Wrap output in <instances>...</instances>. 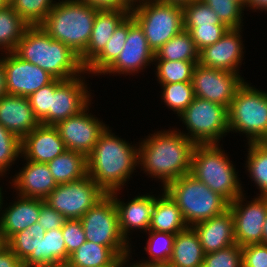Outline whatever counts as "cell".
<instances>
[{"instance_id": "cell-59", "label": "cell", "mask_w": 267, "mask_h": 267, "mask_svg": "<svg viewBox=\"0 0 267 267\" xmlns=\"http://www.w3.org/2000/svg\"><path fill=\"white\" fill-rule=\"evenodd\" d=\"M259 143L267 149V134L259 141Z\"/></svg>"}, {"instance_id": "cell-49", "label": "cell", "mask_w": 267, "mask_h": 267, "mask_svg": "<svg viewBox=\"0 0 267 267\" xmlns=\"http://www.w3.org/2000/svg\"><path fill=\"white\" fill-rule=\"evenodd\" d=\"M97 11L131 10L122 0H77Z\"/></svg>"}, {"instance_id": "cell-2", "label": "cell", "mask_w": 267, "mask_h": 267, "mask_svg": "<svg viewBox=\"0 0 267 267\" xmlns=\"http://www.w3.org/2000/svg\"><path fill=\"white\" fill-rule=\"evenodd\" d=\"M138 163V147L119 138L107 127L87 156V173L109 194L126 185L136 166H140Z\"/></svg>"}, {"instance_id": "cell-13", "label": "cell", "mask_w": 267, "mask_h": 267, "mask_svg": "<svg viewBox=\"0 0 267 267\" xmlns=\"http://www.w3.org/2000/svg\"><path fill=\"white\" fill-rule=\"evenodd\" d=\"M243 193L229 203L233 220L235 241L241 247L262 243V231L267 216V197L258 196L245 201Z\"/></svg>"}, {"instance_id": "cell-25", "label": "cell", "mask_w": 267, "mask_h": 267, "mask_svg": "<svg viewBox=\"0 0 267 267\" xmlns=\"http://www.w3.org/2000/svg\"><path fill=\"white\" fill-rule=\"evenodd\" d=\"M17 199L6 209H1L0 228L7 241L17 232L37 223L40 214L39 198L19 196Z\"/></svg>"}, {"instance_id": "cell-36", "label": "cell", "mask_w": 267, "mask_h": 267, "mask_svg": "<svg viewBox=\"0 0 267 267\" xmlns=\"http://www.w3.org/2000/svg\"><path fill=\"white\" fill-rule=\"evenodd\" d=\"M159 84L191 82L194 68L199 61L154 60Z\"/></svg>"}, {"instance_id": "cell-50", "label": "cell", "mask_w": 267, "mask_h": 267, "mask_svg": "<svg viewBox=\"0 0 267 267\" xmlns=\"http://www.w3.org/2000/svg\"><path fill=\"white\" fill-rule=\"evenodd\" d=\"M0 267H23V262L7 246L0 252Z\"/></svg>"}, {"instance_id": "cell-8", "label": "cell", "mask_w": 267, "mask_h": 267, "mask_svg": "<svg viewBox=\"0 0 267 267\" xmlns=\"http://www.w3.org/2000/svg\"><path fill=\"white\" fill-rule=\"evenodd\" d=\"M143 29L149 47L155 53L183 30V6L159 0H147L130 10Z\"/></svg>"}, {"instance_id": "cell-51", "label": "cell", "mask_w": 267, "mask_h": 267, "mask_svg": "<svg viewBox=\"0 0 267 267\" xmlns=\"http://www.w3.org/2000/svg\"><path fill=\"white\" fill-rule=\"evenodd\" d=\"M246 7L254 11H267V0H247L244 8Z\"/></svg>"}, {"instance_id": "cell-39", "label": "cell", "mask_w": 267, "mask_h": 267, "mask_svg": "<svg viewBox=\"0 0 267 267\" xmlns=\"http://www.w3.org/2000/svg\"><path fill=\"white\" fill-rule=\"evenodd\" d=\"M224 24L213 9L201 0H193L183 6V26H212Z\"/></svg>"}, {"instance_id": "cell-47", "label": "cell", "mask_w": 267, "mask_h": 267, "mask_svg": "<svg viewBox=\"0 0 267 267\" xmlns=\"http://www.w3.org/2000/svg\"><path fill=\"white\" fill-rule=\"evenodd\" d=\"M242 267H267V244L243 246Z\"/></svg>"}, {"instance_id": "cell-44", "label": "cell", "mask_w": 267, "mask_h": 267, "mask_svg": "<svg viewBox=\"0 0 267 267\" xmlns=\"http://www.w3.org/2000/svg\"><path fill=\"white\" fill-rule=\"evenodd\" d=\"M228 29L229 28L225 24H212V26H183V30L189 32L199 52L220 40Z\"/></svg>"}, {"instance_id": "cell-42", "label": "cell", "mask_w": 267, "mask_h": 267, "mask_svg": "<svg viewBox=\"0 0 267 267\" xmlns=\"http://www.w3.org/2000/svg\"><path fill=\"white\" fill-rule=\"evenodd\" d=\"M21 156V140L0 124V176ZM12 163V164H11Z\"/></svg>"}, {"instance_id": "cell-4", "label": "cell", "mask_w": 267, "mask_h": 267, "mask_svg": "<svg viewBox=\"0 0 267 267\" xmlns=\"http://www.w3.org/2000/svg\"><path fill=\"white\" fill-rule=\"evenodd\" d=\"M96 13L83 2L59 0L40 26L80 56L90 41Z\"/></svg>"}, {"instance_id": "cell-60", "label": "cell", "mask_w": 267, "mask_h": 267, "mask_svg": "<svg viewBox=\"0 0 267 267\" xmlns=\"http://www.w3.org/2000/svg\"><path fill=\"white\" fill-rule=\"evenodd\" d=\"M9 5V0H0V10Z\"/></svg>"}, {"instance_id": "cell-22", "label": "cell", "mask_w": 267, "mask_h": 267, "mask_svg": "<svg viewBox=\"0 0 267 267\" xmlns=\"http://www.w3.org/2000/svg\"><path fill=\"white\" fill-rule=\"evenodd\" d=\"M25 166L13 178L12 187L18 196L45 199L56 187L47 163L26 160Z\"/></svg>"}, {"instance_id": "cell-35", "label": "cell", "mask_w": 267, "mask_h": 267, "mask_svg": "<svg viewBox=\"0 0 267 267\" xmlns=\"http://www.w3.org/2000/svg\"><path fill=\"white\" fill-rule=\"evenodd\" d=\"M41 267L67 263V250L62 229L46 231L40 243Z\"/></svg>"}, {"instance_id": "cell-1", "label": "cell", "mask_w": 267, "mask_h": 267, "mask_svg": "<svg viewBox=\"0 0 267 267\" xmlns=\"http://www.w3.org/2000/svg\"><path fill=\"white\" fill-rule=\"evenodd\" d=\"M151 135V136H150ZM138 143V161L146 175L160 179L163 189L190 174L195 143L177 129L158 131Z\"/></svg>"}, {"instance_id": "cell-58", "label": "cell", "mask_w": 267, "mask_h": 267, "mask_svg": "<svg viewBox=\"0 0 267 267\" xmlns=\"http://www.w3.org/2000/svg\"><path fill=\"white\" fill-rule=\"evenodd\" d=\"M7 246H8L7 240L5 239V236L2 233L1 228H0V252Z\"/></svg>"}, {"instance_id": "cell-46", "label": "cell", "mask_w": 267, "mask_h": 267, "mask_svg": "<svg viewBox=\"0 0 267 267\" xmlns=\"http://www.w3.org/2000/svg\"><path fill=\"white\" fill-rule=\"evenodd\" d=\"M61 229L66 245L68 261L69 255L86 241V237L80 219L65 220Z\"/></svg>"}, {"instance_id": "cell-45", "label": "cell", "mask_w": 267, "mask_h": 267, "mask_svg": "<svg viewBox=\"0 0 267 267\" xmlns=\"http://www.w3.org/2000/svg\"><path fill=\"white\" fill-rule=\"evenodd\" d=\"M55 91V79L31 94L28 99L35 117L41 122L51 111V95Z\"/></svg>"}, {"instance_id": "cell-5", "label": "cell", "mask_w": 267, "mask_h": 267, "mask_svg": "<svg viewBox=\"0 0 267 267\" xmlns=\"http://www.w3.org/2000/svg\"><path fill=\"white\" fill-rule=\"evenodd\" d=\"M220 144H196L192 153L190 174L219 193L229 203L244 190L234 165Z\"/></svg>"}, {"instance_id": "cell-63", "label": "cell", "mask_w": 267, "mask_h": 267, "mask_svg": "<svg viewBox=\"0 0 267 267\" xmlns=\"http://www.w3.org/2000/svg\"><path fill=\"white\" fill-rule=\"evenodd\" d=\"M240 3H242L244 6L246 5L247 0H238Z\"/></svg>"}, {"instance_id": "cell-19", "label": "cell", "mask_w": 267, "mask_h": 267, "mask_svg": "<svg viewBox=\"0 0 267 267\" xmlns=\"http://www.w3.org/2000/svg\"><path fill=\"white\" fill-rule=\"evenodd\" d=\"M66 150L53 125L39 124L21 140V157L24 156V160L48 163Z\"/></svg>"}, {"instance_id": "cell-37", "label": "cell", "mask_w": 267, "mask_h": 267, "mask_svg": "<svg viewBox=\"0 0 267 267\" xmlns=\"http://www.w3.org/2000/svg\"><path fill=\"white\" fill-rule=\"evenodd\" d=\"M53 0H9V5L30 26L40 25L56 4Z\"/></svg>"}, {"instance_id": "cell-18", "label": "cell", "mask_w": 267, "mask_h": 267, "mask_svg": "<svg viewBox=\"0 0 267 267\" xmlns=\"http://www.w3.org/2000/svg\"><path fill=\"white\" fill-rule=\"evenodd\" d=\"M242 28H229L220 40L199 52V63L206 67L239 74L244 45ZM241 32V33H240Z\"/></svg>"}, {"instance_id": "cell-56", "label": "cell", "mask_w": 267, "mask_h": 267, "mask_svg": "<svg viewBox=\"0 0 267 267\" xmlns=\"http://www.w3.org/2000/svg\"><path fill=\"white\" fill-rule=\"evenodd\" d=\"M129 256L128 257H125V258H122L121 260H120V263H119V267H125V265H127L126 267H141L137 262L134 264V263H132V265H129L128 266V263L127 262H129Z\"/></svg>"}, {"instance_id": "cell-52", "label": "cell", "mask_w": 267, "mask_h": 267, "mask_svg": "<svg viewBox=\"0 0 267 267\" xmlns=\"http://www.w3.org/2000/svg\"><path fill=\"white\" fill-rule=\"evenodd\" d=\"M7 93L6 89V78L2 57L0 58V99Z\"/></svg>"}, {"instance_id": "cell-15", "label": "cell", "mask_w": 267, "mask_h": 267, "mask_svg": "<svg viewBox=\"0 0 267 267\" xmlns=\"http://www.w3.org/2000/svg\"><path fill=\"white\" fill-rule=\"evenodd\" d=\"M89 109L87 106L79 114L55 125L66 149L83 153L86 157L92 152L100 135L107 128L105 123L87 112Z\"/></svg>"}, {"instance_id": "cell-48", "label": "cell", "mask_w": 267, "mask_h": 267, "mask_svg": "<svg viewBox=\"0 0 267 267\" xmlns=\"http://www.w3.org/2000/svg\"><path fill=\"white\" fill-rule=\"evenodd\" d=\"M66 219L54 208H51L43 199H40V214L37 220L44 230L59 229Z\"/></svg>"}, {"instance_id": "cell-38", "label": "cell", "mask_w": 267, "mask_h": 267, "mask_svg": "<svg viewBox=\"0 0 267 267\" xmlns=\"http://www.w3.org/2000/svg\"><path fill=\"white\" fill-rule=\"evenodd\" d=\"M162 99L169 109L178 116L192 103L195 98L191 82L161 84Z\"/></svg>"}, {"instance_id": "cell-3", "label": "cell", "mask_w": 267, "mask_h": 267, "mask_svg": "<svg viewBox=\"0 0 267 267\" xmlns=\"http://www.w3.org/2000/svg\"><path fill=\"white\" fill-rule=\"evenodd\" d=\"M14 52L55 79L68 80L86 73L79 56L62 42L54 40L40 25L25 30Z\"/></svg>"}, {"instance_id": "cell-11", "label": "cell", "mask_w": 267, "mask_h": 267, "mask_svg": "<svg viewBox=\"0 0 267 267\" xmlns=\"http://www.w3.org/2000/svg\"><path fill=\"white\" fill-rule=\"evenodd\" d=\"M106 195V192L89 176L59 184L44 201L62 214L66 220L80 219Z\"/></svg>"}, {"instance_id": "cell-28", "label": "cell", "mask_w": 267, "mask_h": 267, "mask_svg": "<svg viewBox=\"0 0 267 267\" xmlns=\"http://www.w3.org/2000/svg\"><path fill=\"white\" fill-rule=\"evenodd\" d=\"M205 253L192 227L178 232L169 262L174 267H202Z\"/></svg>"}, {"instance_id": "cell-62", "label": "cell", "mask_w": 267, "mask_h": 267, "mask_svg": "<svg viewBox=\"0 0 267 267\" xmlns=\"http://www.w3.org/2000/svg\"><path fill=\"white\" fill-rule=\"evenodd\" d=\"M45 267H68L66 264L61 265H51V266H45Z\"/></svg>"}, {"instance_id": "cell-40", "label": "cell", "mask_w": 267, "mask_h": 267, "mask_svg": "<svg viewBox=\"0 0 267 267\" xmlns=\"http://www.w3.org/2000/svg\"><path fill=\"white\" fill-rule=\"evenodd\" d=\"M149 238L144 250L150 255L149 260L142 262H168L173 249L176 234L148 231Z\"/></svg>"}, {"instance_id": "cell-41", "label": "cell", "mask_w": 267, "mask_h": 267, "mask_svg": "<svg viewBox=\"0 0 267 267\" xmlns=\"http://www.w3.org/2000/svg\"><path fill=\"white\" fill-rule=\"evenodd\" d=\"M209 5L228 28L243 26L244 5L238 0H201ZM242 24V25H241Z\"/></svg>"}, {"instance_id": "cell-57", "label": "cell", "mask_w": 267, "mask_h": 267, "mask_svg": "<svg viewBox=\"0 0 267 267\" xmlns=\"http://www.w3.org/2000/svg\"><path fill=\"white\" fill-rule=\"evenodd\" d=\"M262 244H267V216L264 221L263 231H262Z\"/></svg>"}, {"instance_id": "cell-12", "label": "cell", "mask_w": 267, "mask_h": 267, "mask_svg": "<svg viewBox=\"0 0 267 267\" xmlns=\"http://www.w3.org/2000/svg\"><path fill=\"white\" fill-rule=\"evenodd\" d=\"M245 82L238 73L214 69L197 63L191 79L196 97L229 108L236 91Z\"/></svg>"}, {"instance_id": "cell-20", "label": "cell", "mask_w": 267, "mask_h": 267, "mask_svg": "<svg viewBox=\"0 0 267 267\" xmlns=\"http://www.w3.org/2000/svg\"><path fill=\"white\" fill-rule=\"evenodd\" d=\"M0 124L22 140L40 122L33 113L28 97L6 94L0 99Z\"/></svg>"}, {"instance_id": "cell-32", "label": "cell", "mask_w": 267, "mask_h": 267, "mask_svg": "<svg viewBox=\"0 0 267 267\" xmlns=\"http://www.w3.org/2000/svg\"><path fill=\"white\" fill-rule=\"evenodd\" d=\"M30 25L26 23L13 8L8 5L0 10V51L13 52L22 39L25 30Z\"/></svg>"}, {"instance_id": "cell-23", "label": "cell", "mask_w": 267, "mask_h": 267, "mask_svg": "<svg viewBox=\"0 0 267 267\" xmlns=\"http://www.w3.org/2000/svg\"><path fill=\"white\" fill-rule=\"evenodd\" d=\"M205 254L235 244L234 220L228 208L223 213L192 226Z\"/></svg>"}, {"instance_id": "cell-30", "label": "cell", "mask_w": 267, "mask_h": 267, "mask_svg": "<svg viewBox=\"0 0 267 267\" xmlns=\"http://www.w3.org/2000/svg\"><path fill=\"white\" fill-rule=\"evenodd\" d=\"M47 165L57 185L74 182L88 175L87 157L71 150H66Z\"/></svg>"}, {"instance_id": "cell-6", "label": "cell", "mask_w": 267, "mask_h": 267, "mask_svg": "<svg viewBox=\"0 0 267 267\" xmlns=\"http://www.w3.org/2000/svg\"><path fill=\"white\" fill-rule=\"evenodd\" d=\"M180 208L188 227L228 209L229 202L191 174L183 175L163 189Z\"/></svg>"}, {"instance_id": "cell-10", "label": "cell", "mask_w": 267, "mask_h": 267, "mask_svg": "<svg viewBox=\"0 0 267 267\" xmlns=\"http://www.w3.org/2000/svg\"><path fill=\"white\" fill-rule=\"evenodd\" d=\"M178 117L188 131L183 134L195 144H219L229 133L228 108L206 99L195 96Z\"/></svg>"}, {"instance_id": "cell-29", "label": "cell", "mask_w": 267, "mask_h": 267, "mask_svg": "<svg viewBox=\"0 0 267 267\" xmlns=\"http://www.w3.org/2000/svg\"><path fill=\"white\" fill-rule=\"evenodd\" d=\"M109 247L85 241L69 255L68 267H119L120 260Z\"/></svg>"}, {"instance_id": "cell-53", "label": "cell", "mask_w": 267, "mask_h": 267, "mask_svg": "<svg viewBox=\"0 0 267 267\" xmlns=\"http://www.w3.org/2000/svg\"><path fill=\"white\" fill-rule=\"evenodd\" d=\"M141 267H174L168 262H137Z\"/></svg>"}, {"instance_id": "cell-55", "label": "cell", "mask_w": 267, "mask_h": 267, "mask_svg": "<svg viewBox=\"0 0 267 267\" xmlns=\"http://www.w3.org/2000/svg\"><path fill=\"white\" fill-rule=\"evenodd\" d=\"M159 1L184 6V5L192 2L193 0H159Z\"/></svg>"}, {"instance_id": "cell-27", "label": "cell", "mask_w": 267, "mask_h": 267, "mask_svg": "<svg viewBox=\"0 0 267 267\" xmlns=\"http://www.w3.org/2000/svg\"><path fill=\"white\" fill-rule=\"evenodd\" d=\"M162 193V196H154L149 231L177 234L188 228V225L178 205L164 190Z\"/></svg>"}, {"instance_id": "cell-31", "label": "cell", "mask_w": 267, "mask_h": 267, "mask_svg": "<svg viewBox=\"0 0 267 267\" xmlns=\"http://www.w3.org/2000/svg\"><path fill=\"white\" fill-rule=\"evenodd\" d=\"M129 30V15L117 26L103 51L85 68L88 74L103 75L122 52Z\"/></svg>"}, {"instance_id": "cell-24", "label": "cell", "mask_w": 267, "mask_h": 267, "mask_svg": "<svg viewBox=\"0 0 267 267\" xmlns=\"http://www.w3.org/2000/svg\"><path fill=\"white\" fill-rule=\"evenodd\" d=\"M130 14V10L97 11L90 41L79 56L81 65L86 68L104 49L117 26Z\"/></svg>"}, {"instance_id": "cell-33", "label": "cell", "mask_w": 267, "mask_h": 267, "mask_svg": "<svg viewBox=\"0 0 267 267\" xmlns=\"http://www.w3.org/2000/svg\"><path fill=\"white\" fill-rule=\"evenodd\" d=\"M154 60L199 61V51L189 32L182 30L155 52Z\"/></svg>"}, {"instance_id": "cell-26", "label": "cell", "mask_w": 267, "mask_h": 267, "mask_svg": "<svg viewBox=\"0 0 267 267\" xmlns=\"http://www.w3.org/2000/svg\"><path fill=\"white\" fill-rule=\"evenodd\" d=\"M46 230L39 223L14 234L8 247L23 262V267H41L40 243Z\"/></svg>"}, {"instance_id": "cell-43", "label": "cell", "mask_w": 267, "mask_h": 267, "mask_svg": "<svg viewBox=\"0 0 267 267\" xmlns=\"http://www.w3.org/2000/svg\"><path fill=\"white\" fill-rule=\"evenodd\" d=\"M202 267H242V247L237 243L205 254Z\"/></svg>"}, {"instance_id": "cell-17", "label": "cell", "mask_w": 267, "mask_h": 267, "mask_svg": "<svg viewBox=\"0 0 267 267\" xmlns=\"http://www.w3.org/2000/svg\"><path fill=\"white\" fill-rule=\"evenodd\" d=\"M155 53L148 45L143 29L129 14V30L124 48L116 61L103 73L134 74L154 63Z\"/></svg>"}, {"instance_id": "cell-16", "label": "cell", "mask_w": 267, "mask_h": 267, "mask_svg": "<svg viewBox=\"0 0 267 267\" xmlns=\"http://www.w3.org/2000/svg\"><path fill=\"white\" fill-rule=\"evenodd\" d=\"M5 54L7 56H3L2 60L8 94L29 97L55 79L37 65L23 60L14 51Z\"/></svg>"}, {"instance_id": "cell-7", "label": "cell", "mask_w": 267, "mask_h": 267, "mask_svg": "<svg viewBox=\"0 0 267 267\" xmlns=\"http://www.w3.org/2000/svg\"><path fill=\"white\" fill-rule=\"evenodd\" d=\"M229 132H242L247 143L259 142L267 134V92L244 82L228 108Z\"/></svg>"}, {"instance_id": "cell-61", "label": "cell", "mask_w": 267, "mask_h": 267, "mask_svg": "<svg viewBox=\"0 0 267 267\" xmlns=\"http://www.w3.org/2000/svg\"><path fill=\"white\" fill-rule=\"evenodd\" d=\"M2 187H0V209H2L3 205V196H2ZM1 211V210H0Z\"/></svg>"}, {"instance_id": "cell-54", "label": "cell", "mask_w": 267, "mask_h": 267, "mask_svg": "<svg viewBox=\"0 0 267 267\" xmlns=\"http://www.w3.org/2000/svg\"><path fill=\"white\" fill-rule=\"evenodd\" d=\"M130 9L143 4L147 0H122ZM139 3V4H138Z\"/></svg>"}, {"instance_id": "cell-21", "label": "cell", "mask_w": 267, "mask_h": 267, "mask_svg": "<svg viewBox=\"0 0 267 267\" xmlns=\"http://www.w3.org/2000/svg\"><path fill=\"white\" fill-rule=\"evenodd\" d=\"M118 190L110 192L109 194L113 197L119 220V229L122 236L127 242L130 241L128 237L129 231L132 229H142L144 232L149 231L151 222L152 211L154 208V195H142L140 194L125 203L120 201L117 197ZM129 240V241H128Z\"/></svg>"}, {"instance_id": "cell-9", "label": "cell", "mask_w": 267, "mask_h": 267, "mask_svg": "<svg viewBox=\"0 0 267 267\" xmlns=\"http://www.w3.org/2000/svg\"><path fill=\"white\" fill-rule=\"evenodd\" d=\"M80 221L86 241L109 247L119 258L131 256V245L120 232L118 212L110 194L87 210Z\"/></svg>"}, {"instance_id": "cell-14", "label": "cell", "mask_w": 267, "mask_h": 267, "mask_svg": "<svg viewBox=\"0 0 267 267\" xmlns=\"http://www.w3.org/2000/svg\"><path fill=\"white\" fill-rule=\"evenodd\" d=\"M83 79L82 75L68 80L55 79V91L51 95V111L40 124L55 126L91 105V94Z\"/></svg>"}, {"instance_id": "cell-34", "label": "cell", "mask_w": 267, "mask_h": 267, "mask_svg": "<svg viewBox=\"0 0 267 267\" xmlns=\"http://www.w3.org/2000/svg\"><path fill=\"white\" fill-rule=\"evenodd\" d=\"M246 169L250 179L260 190L259 196L267 197V149L259 142L248 143Z\"/></svg>"}]
</instances>
